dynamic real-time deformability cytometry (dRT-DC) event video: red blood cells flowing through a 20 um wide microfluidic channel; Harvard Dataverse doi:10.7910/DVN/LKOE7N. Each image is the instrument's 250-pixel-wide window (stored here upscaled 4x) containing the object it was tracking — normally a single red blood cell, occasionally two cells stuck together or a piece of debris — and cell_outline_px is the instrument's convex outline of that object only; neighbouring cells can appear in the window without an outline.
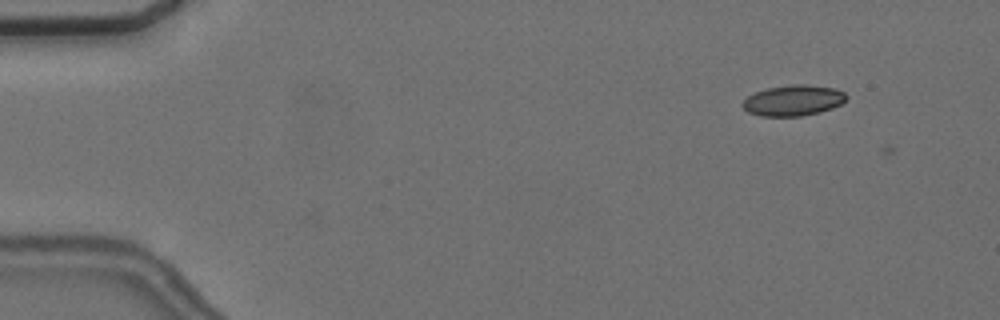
{"species": "common noctule bat (a hibernating species)", "species_latin": "Nyctalus noctula", "temperature_condition": "cold", "stored_images_in_passage": 3, "camera_frame_rate_fps": 3000, "um_per_image_px": 0.085, "animal": {"sex": "female", "body_mass_g": 24.6, "forearm_length_mm": 56.2}, "frame": {"image": 1, "passage_image": 2, "time_ms": 1.0, "image_size_px": [1000, 320], "cell_outline_px": [[848, 96], [840, 104], [832, 108], [820, 112], [800, 116], [760, 116], [748, 112], [740, 104], [748, 96], [756, 92], [768, 88], [792, 84], [804, 84], [832, 88], [844, 92]], "centroid_in_image_um": [67.4, 8.54], "position_along_channel_um": 17.6, "area_um2": 18.44}}